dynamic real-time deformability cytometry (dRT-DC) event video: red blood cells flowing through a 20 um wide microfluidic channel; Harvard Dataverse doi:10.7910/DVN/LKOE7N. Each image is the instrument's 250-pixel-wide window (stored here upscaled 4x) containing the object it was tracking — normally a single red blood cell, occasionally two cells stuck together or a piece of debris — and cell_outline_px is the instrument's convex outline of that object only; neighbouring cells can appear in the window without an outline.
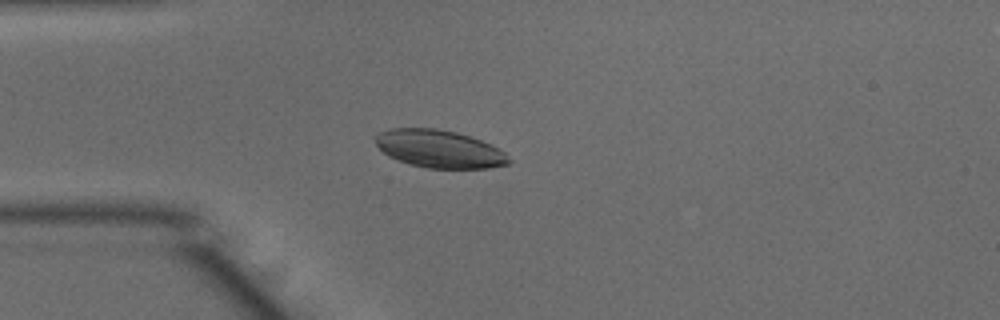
{"species": "common noctule bat (a hibernating species)", "species_latin": "Nyctalus noctula", "temperature_condition": "warm", "stored_images_in_passage": 50, "camera_frame_rate_fps": 3000, "um_per_image_px": 0.085, "animal": {"sex": "male", "body_mass_g": 15.6}, "frame": {"image": 1, "passage_image": 13, "time_ms": 4.0, "image_size_px": [1000, 320], "cell_outline_px": [[512, 160], [508, 164], [492, 168], [428, 168], [408, 164], [388, 156], [376, 144], [376, 136], [380, 132], [388, 128], [436, 128], [456, 132], [480, 140], [504, 152]], "centroid_in_image_um": [37.33, 12.66], "position_along_channel_um": 47.7, "area_um2": 29.19}}
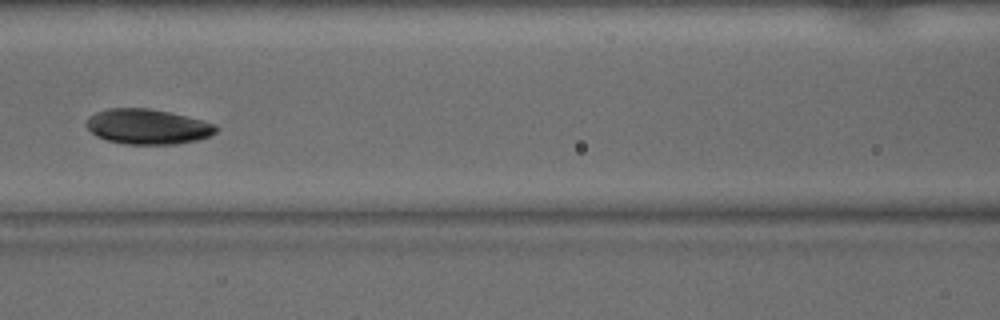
{"frame": {"image": 2, "passage_image": 22, "time_ms": 7.0, "image_size_px": [1000, 320], "cell_outline_px": [[220, 128], [216, 132], [208, 136], [196, 140], [176, 144], [124, 144], [108, 140], [96, 136], [84, 124], [84, 120], [88, 116], [96, 112], [108, 108], [148, 108], [168, 112], [204, 120], [216, 124]], "centroid_in_image_um": [12.53, 10.75], "position_along_channel_um": 154.1, "area_um2": 26.7}}
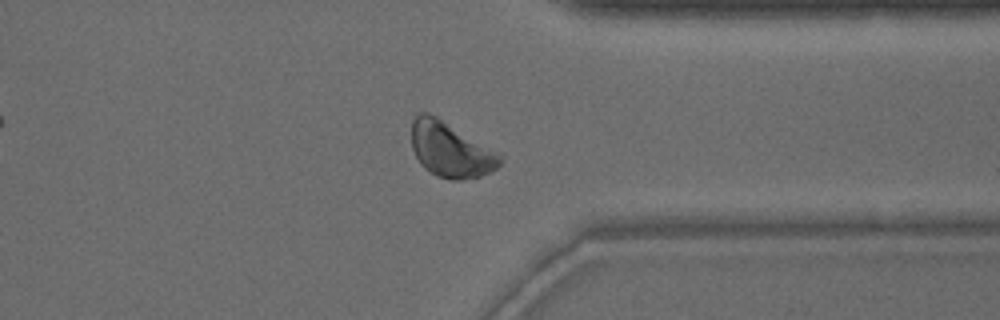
{"frame": {"image": 3, "passage_image": 39, "time_ms": 12.667, "image_size_px": [1000, 320], "cell_outline_px": [[504, 160], [496, 168], [480, 176], [460, 180], [448, 180], [436, 176], [424, 168], [420, 164], [412, 148], [412, 120], [420, 112], [428, 112], [436, 116], [504, 156]], "centroid_in_image_um": [38.28, 12.74], "position_along_channel_um": 373.1, "area_um2": 28.26}, "authors_computed_cell_mechanics": {"area_um2": 28.2642, "velocity_mm_per_s": 3.9412, "shape_relaxation_time_tau1_ms": 3.7459, "shape_relaxation_time_tau2_ms": null, "deformation_change_tau1": 0.104, "deformation_change_tau2": null}}